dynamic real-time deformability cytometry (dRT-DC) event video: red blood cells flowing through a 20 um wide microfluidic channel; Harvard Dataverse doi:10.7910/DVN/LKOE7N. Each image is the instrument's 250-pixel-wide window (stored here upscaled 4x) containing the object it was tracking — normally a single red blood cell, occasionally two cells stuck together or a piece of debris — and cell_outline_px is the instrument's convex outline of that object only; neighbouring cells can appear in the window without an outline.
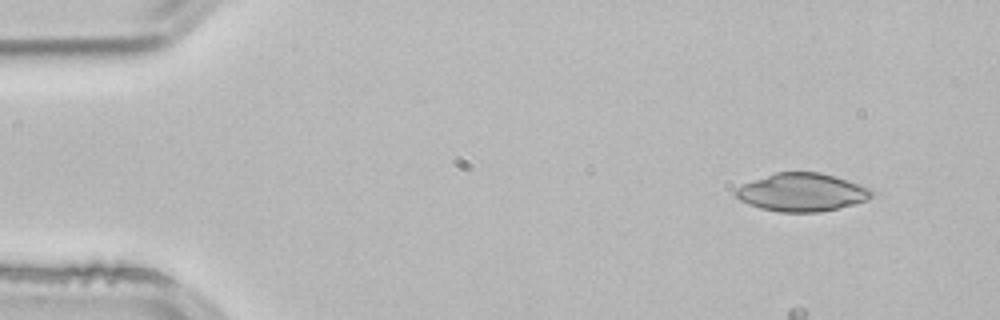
{"species": "common noctule bat (a hibernating species)", "species_latin": "Nyctalus noctula", "temperature_condition": "room temperature", "stored_images_in_passage": 3, "camera_frame_rate_fps": 3000, "um_per_image_px": 0.085, "animal": {"sex": "male", "body_mass_g": 21.5, "forearm_length_mm": 52.0}, "frame": {"image": 1, "passage_image": 1, "time_ms": 0.0, "image_size_px": [1000, 320], "cell_outline_px": [[872, 196], [868, 200], [820, 212], [780, 212], [760, 208], [748, 204], [740, 200], [732, 192], [736, 188], [744, 184], [776, 172], [820, 172], [836, 176], [868, 188], [872, 192]], "centroid_in_image_um": [68.13, 16.35], "position_along_channel_um": 16.9, "area_um2": 29.88}}